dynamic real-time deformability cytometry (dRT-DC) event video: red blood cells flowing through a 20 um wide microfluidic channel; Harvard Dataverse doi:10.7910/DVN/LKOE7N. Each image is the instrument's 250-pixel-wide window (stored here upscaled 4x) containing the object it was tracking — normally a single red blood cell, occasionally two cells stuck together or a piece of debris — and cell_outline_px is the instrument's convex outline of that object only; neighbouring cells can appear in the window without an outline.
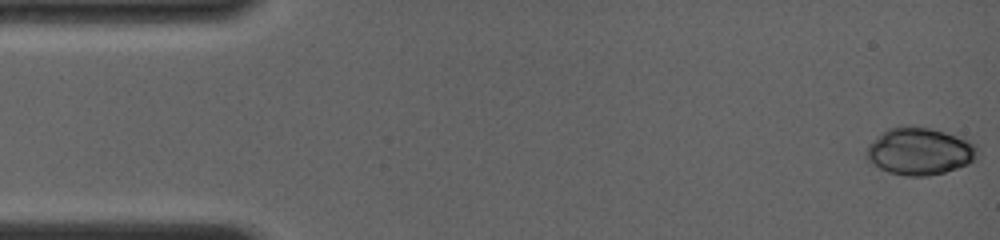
{"species": "common noctule bat (a hibernating species)", "species_latin": "Nyctalus noctula", "temperature_condition": "room temperature", "stored_images_in_passage": 43, "camera_frame_rate_fps": 4000, "um_per_image_px": 0.085, "animal": {"sex": "female", "body_mass_g": 19.0, "forearm_length_mm": 56.7}, "frame": {"image": 1, "passage_image": 1, "time_ms": 0.0, "image_size_px": [1000, 240], "cell_outline_px": [[980, 148], [976, 156], [968, 164], [944, 172], [928, 176], [904, 176], [888, 172], [880, 168], [868, 160], [868, 144], [888, 128], [908, 124], [928, 128], [944, 132], [968, 140], [976, 144]], "centroid_in_image_um": [78.18, 12.85], "position_along_channel_um": 6.8, "area_um2": 30.46}}
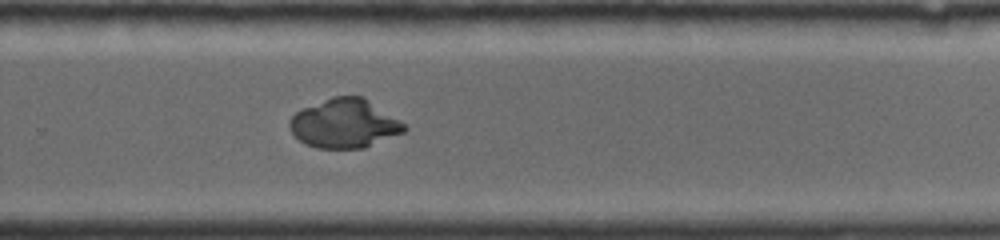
{"frame": {"image": 2, "passage_image": 36, "time_ms": 10.25, "image_size_px": [1000, 240], "cell_outline_px": [[408, 128], [404, 132], [364, 148], [316, 148], [304, 144], [288, 128], [288, 120], [296, 112], [304, 108], [332, 96], [364, 96], [400, 120]], "centroid_in_image_um": [29.28, 10.5], "position_along_channel_um": 300.5, "area_um2": 32.77}}